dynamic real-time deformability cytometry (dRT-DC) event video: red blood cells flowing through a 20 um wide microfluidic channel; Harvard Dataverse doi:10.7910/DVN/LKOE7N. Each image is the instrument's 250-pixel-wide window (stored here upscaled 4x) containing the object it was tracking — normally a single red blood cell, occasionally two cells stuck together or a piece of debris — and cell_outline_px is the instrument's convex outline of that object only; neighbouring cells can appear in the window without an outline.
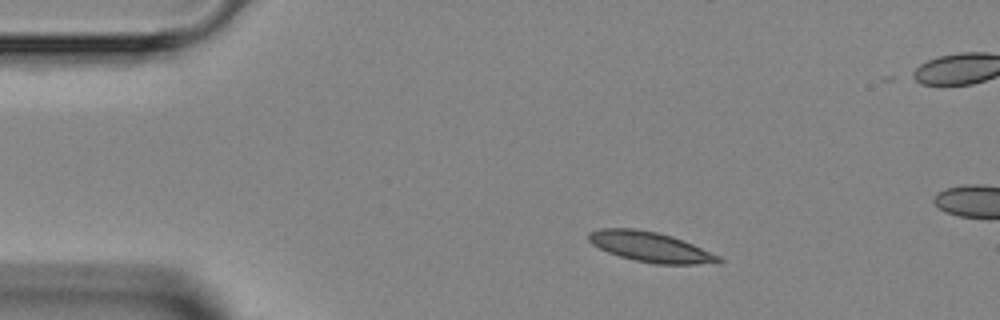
{"species": "Egyptian fruit bat (a non-hibernating species)", "species_latin": "Rousettus aegyptiacus", "temperature_condition": "room temperature", "stored_images_in_passage": 3, "camera_frame_rate_fps": 3000, "um_per_image_px": 0.085, "animal": {"sex": "female"}, "frame": {"image": 1, "passage_image": 1, "time_ms": 0.0, "image_size_px": [1000, 320], "cell_outline_px": [[724, 260], [720, 264], [656, 264], [632, 260], [608, 252], [592, 244], [588, 240], [588, 232], [600, 228], [636, 228], [656, 232], [672, 236], [684, 240], [720, 256]], "centroid_in_image_um": [55.32, 20.99], "position_along_channel_um": 29.7, "area_um2": 23.0}}